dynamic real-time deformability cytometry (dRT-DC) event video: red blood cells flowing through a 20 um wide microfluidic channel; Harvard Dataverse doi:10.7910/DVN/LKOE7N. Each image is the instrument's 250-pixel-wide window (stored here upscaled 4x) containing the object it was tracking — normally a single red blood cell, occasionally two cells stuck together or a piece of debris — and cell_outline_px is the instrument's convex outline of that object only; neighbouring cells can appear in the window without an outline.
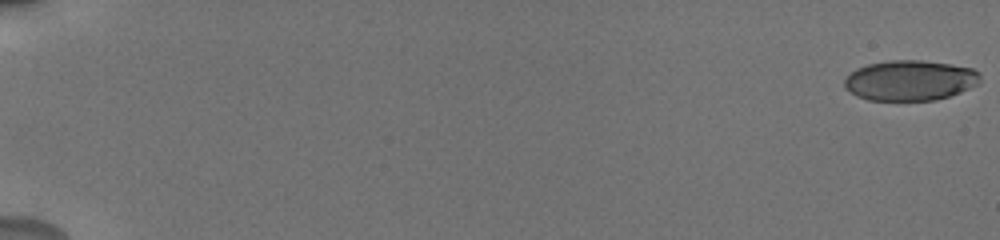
{"species": "human", "species_latin": "Homo sapiens", "temperature_condition": "cold", "stored_images_in_passage": 73, "camera_frame_rate_fps": 3000, "um_per_image_px": 0.085, "donor": {"sex": "male"}, "frame": {"image": 1, "passage_image": 1, "time_ms": 0.0, "image_size_px": [1000, 240], "cell_outline_px": [[980, 84], [960, 92], [936, 100], [868, 100], [856, 96], [844, 88], [844, 80], [856, 68], [868, 64], [888, 60], [920, 60], [948, 64], [972, 68], [980, 72]], "centroid_in_image_um": [77.35, 6.84], "position_along_channel_um": 7.6, "area_um2": 31.96}}
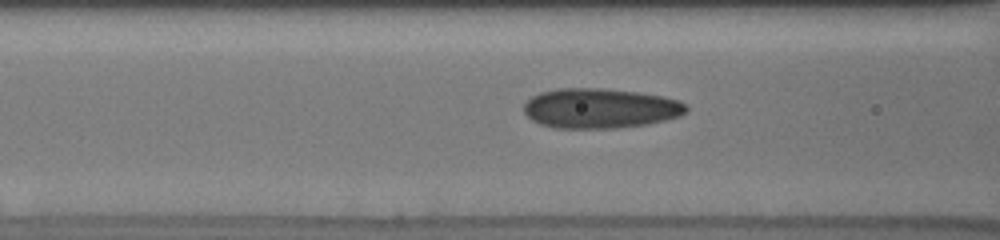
{"frame": {"image": 2, "passage_image": 46, "time_ms": 8.333, "image_size_px": [1000, 240], "cell_outline_px": [[688, 112], [680, 116], [648, 124], [616, 128], [556, 128], [540, 124], [532, 120], [524, 112], [524, 104], [532, 96], [540, 92], [556, 88], [600, 88], [636, 92], [660, 96], [680, 100], [688, 104]], "centroid_in_image_um": [51.03, 9.21], "position_along_channel_um": 115.6, "area_um2": 37.92}}
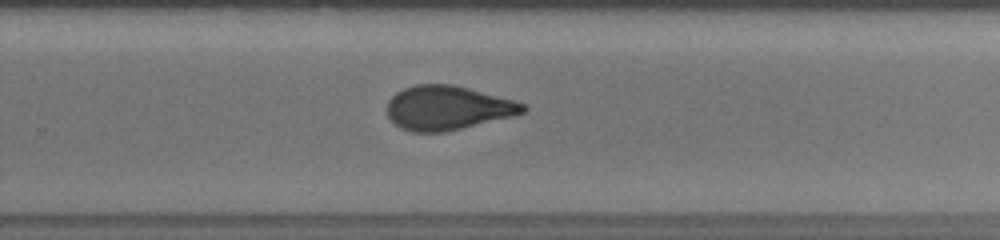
{"frame": {"image": 3, "passage_image": 61, "time_ms": 13.0, "image_size_px": [1000, 240], "cell_outline_px": [[528, 108], [524, 112], [512, 116], [444, 132], [412, 132], [400, 128], [388, 116], [388, 100], [396, 92], [404, 88], [416, 84], [452, 84], [468, 88], [512, 100], [524, 104]], "centroid_in_image_um": [38.01, 9.17], "position_along_channel_um": 291.8, "area_um2": 34.56}}